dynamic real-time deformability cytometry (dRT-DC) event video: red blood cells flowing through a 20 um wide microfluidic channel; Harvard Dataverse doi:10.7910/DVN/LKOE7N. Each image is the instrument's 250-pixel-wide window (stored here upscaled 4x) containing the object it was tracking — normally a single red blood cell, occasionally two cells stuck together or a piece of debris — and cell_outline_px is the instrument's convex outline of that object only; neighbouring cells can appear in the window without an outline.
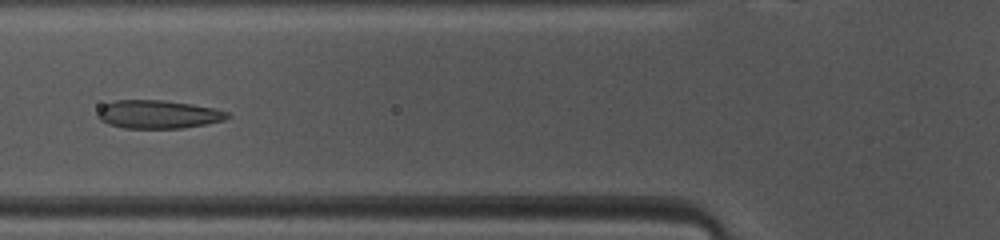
{"species": "common noctule bat (a hibernating species)", "species_latin": "Nyctalus noctula", "temperature_condition": "warm", "stored_images_in_passage": 39, "camera_frame_rate_fps": 3000, "um_per_image_px": 0.085, "animal": {"sex": "female", "body_mass_g": 10.0, "forearm_length_mm": 53.1}, "frame": {"image": 1, "passage_image": 8, "time_ms": 2.333, "image_size_px": [1000, 240], "cell_outline_px": [[232, 116], [224, 120], [184, 128], [124, 128], [108, 124], [100, 120], [96, 116], [96, 112], [104, 104], [116, 100], [164, 100], [192, 104], [216, 108], [228, 112]], "centroid_in_image_um": [13.44, 9.71], "position_along_channel_um": 112.4, "area_um2": 21.56}}
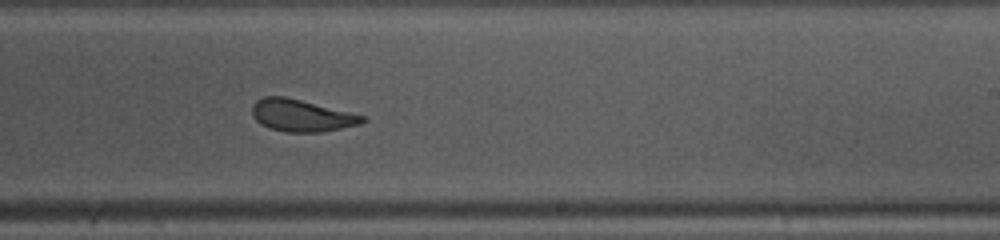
{"frame": {"image": 2, "passage_image": 19, "time_ms": 6.0, "image_size_px": [1000, 240], "cell_outline_px": [[368, 120], [360, 124], [320, 132], [284, 132], [260, 124], [252, 116], [252, 104], [256, 100], [264, 96], [284, 96], [364, 116]], "centroid_in_image_um": [25.58, 9.82], "position_along_channel_um": 263.4, "area_um2": 20.35}}
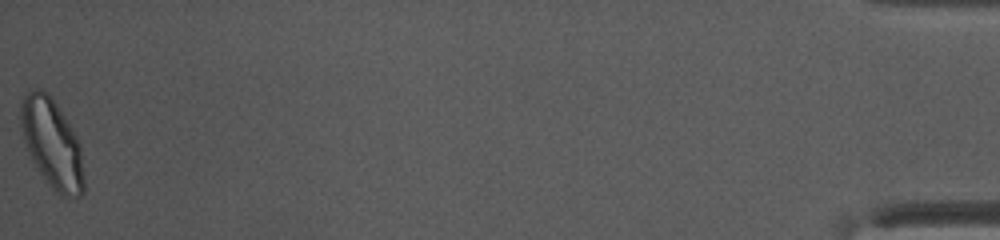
{"frame": {"image": 3, "passage_image": 39, "time_ms": 12.667, "image_size_px": [1000, 240], "cell_outline_px": [[84, 192], [80, 196], [60, 196], [48, 184], [32, 160], [28, 152], [20, 128], [20, 104], [24, 96], [28, 92], [36, 88], [44, 92], [52, 100], [64, 116], [72, 128], [80, 144], [84, 176]], "centroid_in_image_um": [4.42, 12.23], "position_along_channel_um": 430.8, "area_um2": 32.43}, "authors_computed_cell_mechanics": {"area_um2": 22.0796, "velocity_mm_per_s": 4.1155, "shape_relaxation_time_tau1_ms": 4.4882, "shape_relaxation_time_tau2_ms": 1.6115, "deformation_change_tau1": 0.1479, "deformation_change_tau2": 0.0947}}